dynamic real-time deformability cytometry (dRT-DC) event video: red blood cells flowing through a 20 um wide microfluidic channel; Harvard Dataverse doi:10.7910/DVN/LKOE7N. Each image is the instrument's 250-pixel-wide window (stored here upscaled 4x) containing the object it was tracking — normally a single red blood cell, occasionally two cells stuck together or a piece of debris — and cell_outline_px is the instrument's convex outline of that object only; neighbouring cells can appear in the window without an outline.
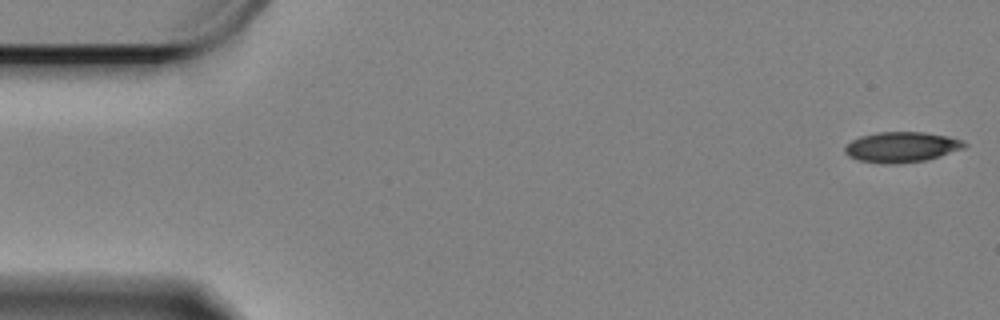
{"species": "Egyptian fruit bat (a non-hibernating species)", "species_latin": "Rousettus aegyptiacus", "temperature_condition": "cold", "stored_images_in_passage": 14, "camera_frame_rate_fps": 3000, "um_per_image_px": 0.085, "animal": {"sex": "female"}, "frame": {"image": 1, "passage_image": 1, "time_ms": 0.0, "image_size_px": [1000, 320], "cell_outline_px": [[968, 144], [964, 148], [928, 160], [896, 164], [880, 164], [856, 160], [848, 156], [844, 152], [844, 144], [860, 136], [876, 132], [924, 132], [948, 136], [964, 140]], "centroid_in_image_um": [76.61, 12.51], "position_along_channel_um": 8.4, "area_um2": 21.62}}